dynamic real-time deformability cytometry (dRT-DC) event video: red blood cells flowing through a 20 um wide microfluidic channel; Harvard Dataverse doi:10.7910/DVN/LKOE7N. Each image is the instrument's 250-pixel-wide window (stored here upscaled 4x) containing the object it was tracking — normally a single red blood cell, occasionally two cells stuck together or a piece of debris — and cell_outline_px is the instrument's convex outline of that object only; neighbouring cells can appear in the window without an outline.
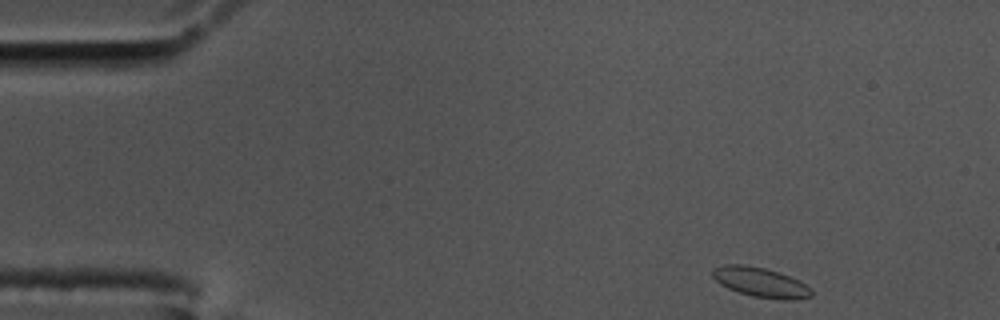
{"species": "common noctule bat (a hibernating species)", "species_latin": "Nyctalus noctula", "temperature_condition": "cold", "stored_images_in_passage": 53, "camera_frame_rate_fps": 3000, "um_per_image_px": 0.085, "animal": {"sex": "male", "body_mass_g": 17.5, "forearm_length_mm": 52.3}, "frame": {"image": 1, "passage_image": 1, "time_ms": 0.0, "image_size_px": [1000, 320], "cell_outline_px": [[812, 296], [792, 300], [784, 300], [752, 296], [728, 288], [720, 284], [712, 276], [712, 268], [724, 264], [744, 264], [764, 268], [788, 276], [812, 288]], "centroid_in_image_um": [64.62, 23.99], "position_along_channel_um": 20.4, "area_um2": 16.94}}
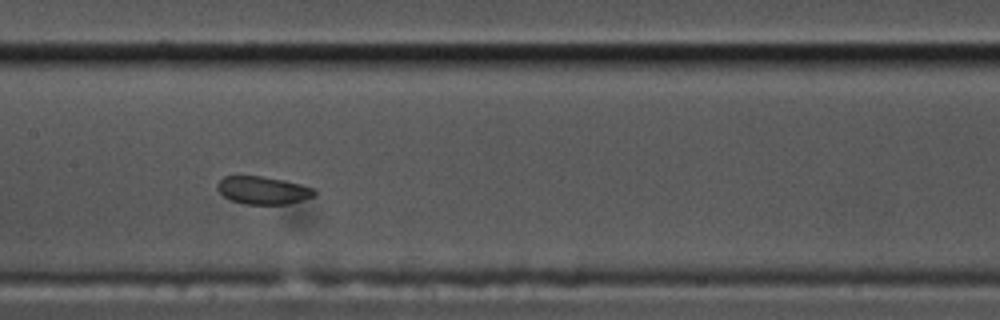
{"frame": {"image": 2, "passage_image": 23, "time_ms": 7.333, "image_size_px": [1000, 320], "cell_outline_px": [[316, 196], [284, 204], [244, 204], [232, 200], [224, 196], [216, 188], [216, 184], [224, 176], [260, 176], [300, 184], [312, 188], [316, 192]], "centroid_in_image_um": [22.32, 16.17], "position_along_channel_um": 185.1, "area_um2": 15.43}}
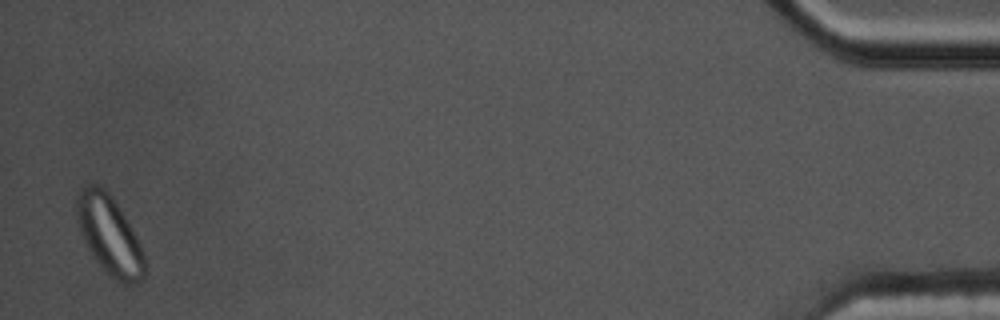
{"frame": {"image": 3, "passage_image": 52, "time_ms": 17.0, "image_size_px": [1000, 320], "cell_outline_px": [[144, 280], [136, 284], [120, 284], [92, 256], [80, 232], [76, 220], [76, 192], [84, 184], [96, 184], [104, 188], [112, 196], [132, 228], [144, 252]], "centroid_in_image_um": [9.28, 19.96], "position_along_channel_um": 425.9, "area_um2": 31.33}}